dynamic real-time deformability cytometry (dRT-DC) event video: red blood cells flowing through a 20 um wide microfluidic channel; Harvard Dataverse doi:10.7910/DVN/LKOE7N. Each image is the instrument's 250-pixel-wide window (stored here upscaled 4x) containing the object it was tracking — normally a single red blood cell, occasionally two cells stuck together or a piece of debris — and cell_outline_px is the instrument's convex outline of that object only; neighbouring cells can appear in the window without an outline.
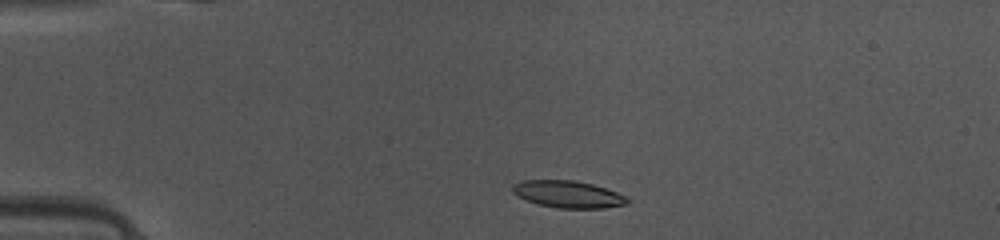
{"species": "common noctule bat (a hibernating species)", "species_latin": "Nyctalus noctula", "temperature_condition": "warm", "stored_images_in_passage": 40, "camera_frame_rate_fps": 3000, "um_per_image_px": 0.085, "animal": {"sex": "female", "body_mass_g": 10.0, "forearm_length_mm": 53.1}, "frame": {"image": 1, "passage_image": 3, "time_ms": 0.667, "image_size_px": [1000, 240], "cell_outline_px": [[632, 200], [628, 204], [604, 208], [556, 208], [536, 204], [516, 196], [512, 192], [512, 184], [520, 180], [576, 180], [592, 184], [628, 196]], "centroid_in_image_um": [48.28, 16.51], "position_along_channel_um": 36.7, "area_um2": 18.44}}
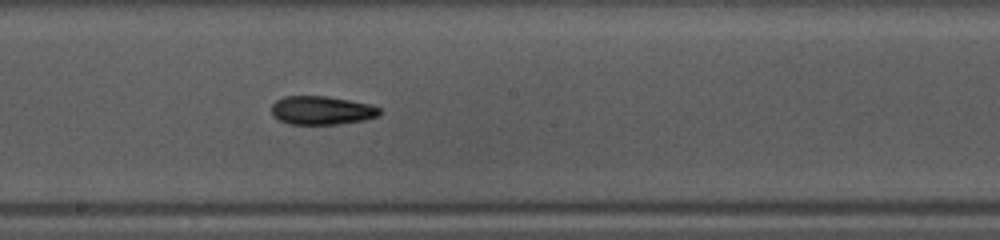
{"frame": {"image": 2, "passage_image": 19, "time_ms": 6.0, "image_size_px": [1000, 240], "cell_outline_px": [[384, 112], [376, 116], [364, 120], [340, 124], [288, 124], [272, 116], [272, 104], [276, 100], [284, 96], [324, 96], [372, 104], [380, 108]], "centroid_in_image_um": [27.35, 9.38], "position_along_channel_um": 220.8, "area_um2": 18.09}}
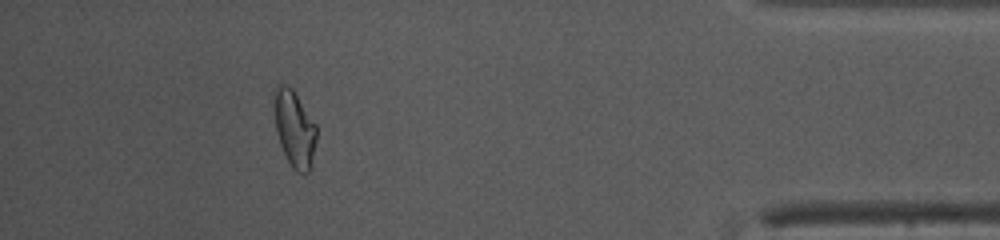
{"frame": {"image": 3, "passage_image": 36, "time_ms": 11.667, "image_size_px": [1000, 240], "cell_outline_px": [[316, 140], [312, 168], [308, 172], [296, 172], [292, 168], [280, 144], [276, 132], [276, 84], [284, 84], [292, 88], [316, 124]], "centroid_in_image_um": [25.07, 11.0], "position_along_channel_um": 410.1, "area_um2": 18.5}, "authors_computed_cell_mechanics": {"area_um2": 18.1781, "velocity_mm_per_s": 4.144, "shape_relaxation_time_tau1_ms": 6.8172, "shape_relaxation_time_tau2_ms": 3.1999, "deformation_change_tau1": 0.1687, "deformation_change_tau2": 0.0977}}